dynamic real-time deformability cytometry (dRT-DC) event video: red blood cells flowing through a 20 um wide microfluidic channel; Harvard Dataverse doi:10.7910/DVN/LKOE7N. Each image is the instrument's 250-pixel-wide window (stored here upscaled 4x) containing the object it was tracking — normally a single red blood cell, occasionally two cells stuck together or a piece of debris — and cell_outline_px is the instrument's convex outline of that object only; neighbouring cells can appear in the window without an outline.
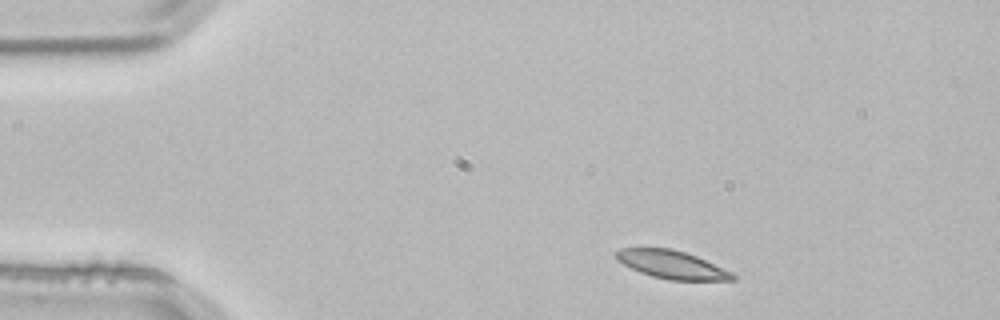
{"species": "common noctule bat (a hibernating species)", "species_latin": "Nyctalus noctula", "temperature_condition": "room temperature", "stored_images_in_passage": 2, "camera_frame_rate_fps": 3000, "um_per_image_px": 0.085, "animal": {"sex": "male", "body_mass_g": 21.5, "forearm_length_mm": 52.0}, "frame": {"image": 1, "passage_image": 1, "time_ms": 0.0, "image_size_px": [1000, 320], "cell_outline_px": [[736, 280], [668, 280], [652, 276], [640, 272], [616, 260], [616, 252], [620, 248], [672, 248], [696, 256], [732, 272], [736, 276]], "centroid_in_image_um": [57.11, 22.49], "position_along_channel_um": 27.9, "area_um2": 18.9}}